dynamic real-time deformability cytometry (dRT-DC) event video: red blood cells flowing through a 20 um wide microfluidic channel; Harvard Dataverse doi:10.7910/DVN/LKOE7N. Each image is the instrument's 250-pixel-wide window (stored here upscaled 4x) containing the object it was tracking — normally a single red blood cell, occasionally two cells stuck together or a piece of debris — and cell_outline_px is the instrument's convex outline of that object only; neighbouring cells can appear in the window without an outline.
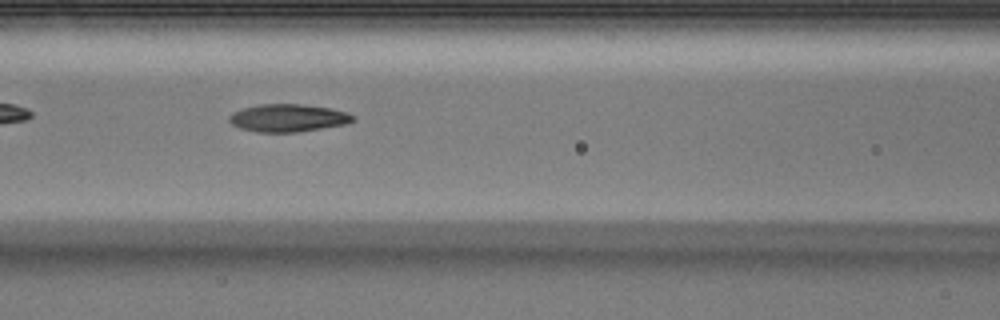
{"species": "Egyptian fruit bat (a non-hibernating species)", "species_latin": "Rousettus aegyptiacus", "temperature_condition": "warm", "stored_images_in_passage": 17, "camera_frame_rate_fps": 3000, "um_per_image_px": 0.085, "animal": {"sex": "male"}, "frame": {"image": 1, "passage_image": 8, "time_ms": 2.333, "image_size_px": [1000, 320], "cell_outline_px": [[356, 120], [348, 124], [296, 132], [256, 132], [240, 128], [232, 124], [228, 120], [228, 116], [232, 112], [244, 108], [260, 104], [300, 104], [332, 108], [348, 112], [356, 116]], "centroid_in_image_um": [24.52, 10.02], "position_along_channel_um": 142.1, "area_um2": 20.17}}